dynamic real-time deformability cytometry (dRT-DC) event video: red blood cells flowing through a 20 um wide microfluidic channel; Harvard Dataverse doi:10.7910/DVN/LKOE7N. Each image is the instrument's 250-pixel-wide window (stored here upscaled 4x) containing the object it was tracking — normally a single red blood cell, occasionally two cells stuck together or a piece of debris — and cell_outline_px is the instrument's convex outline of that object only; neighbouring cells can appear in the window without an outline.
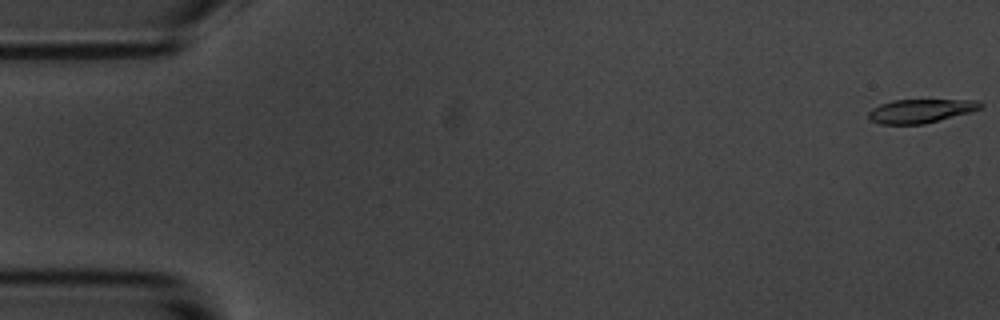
{"species": "common noctule bat (a hibernating species)", "species_latin": "Nyctalus noctula", "temperature_condition": "room temperature", "stored_images_in_passage": 8, "camera_frame_rate_fps": 3000, "um_per_image_px": 0.085, "animal": {"sex": "male", "body_mass_g": 20.1, "forearm_length_mm": 53.5}, "frame": {"image": 1, "passage_image": 1, "time_ms": 0.0, "image_size_px": [1000, 320], "cell_outline_px": [[984, 108], [972, 112], [924, 124], [880, 124], [872, 120], [868, 116], [868, 112], [872, 108], [880, 104], [892, 100], [980, 100], [984, 104]], "centroid_in_image_um": [78.32, 9.42], "position_along_channel_um": 6.7, "area_um2": 15.66}}
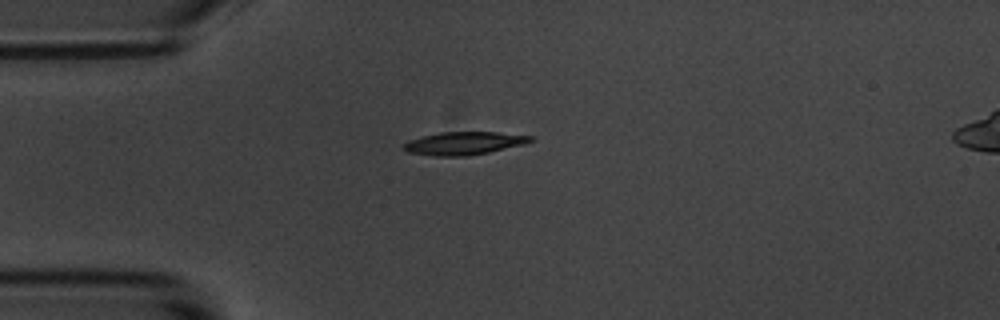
{"frame": {"image": 2, "passage_image": 5, "time_ms": 4.667, "image_size_px": [1000, 320], "cell_outline_px": [[536, 140], [524, 144], [488, 152], [464, 156], [432, 156], [408, 152], [400, 148], [408, 140], [440, 132], [496, 132], [536, 136]], "centroid_in_image_um": [39.45, 12.17], "position_along_channel_um": 45.5, "area_um2": 17.05}}
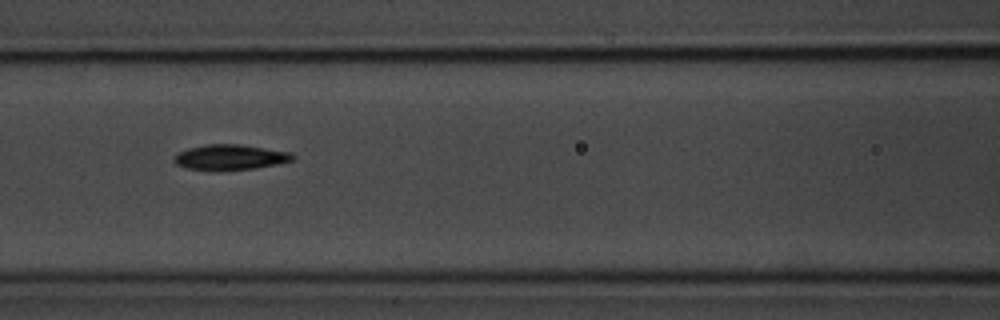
{"frame": {"image": 3, "passage_image": 8, "time_ms": 8.0, "image_size_px": [1000, 320], "cell_outline_px": [[296, 156], [292, 160], [276, 164], [256, 168], [212, 172], [184, 168], [176, 164], [172, 160], [172, 156], [188, 148], [204, 144], [240, 144], [292, 152]], "centroid_in_image_um": [19.51, 13.38], "position_along_channel_um": 147.1, "area_um2": 18.03}}